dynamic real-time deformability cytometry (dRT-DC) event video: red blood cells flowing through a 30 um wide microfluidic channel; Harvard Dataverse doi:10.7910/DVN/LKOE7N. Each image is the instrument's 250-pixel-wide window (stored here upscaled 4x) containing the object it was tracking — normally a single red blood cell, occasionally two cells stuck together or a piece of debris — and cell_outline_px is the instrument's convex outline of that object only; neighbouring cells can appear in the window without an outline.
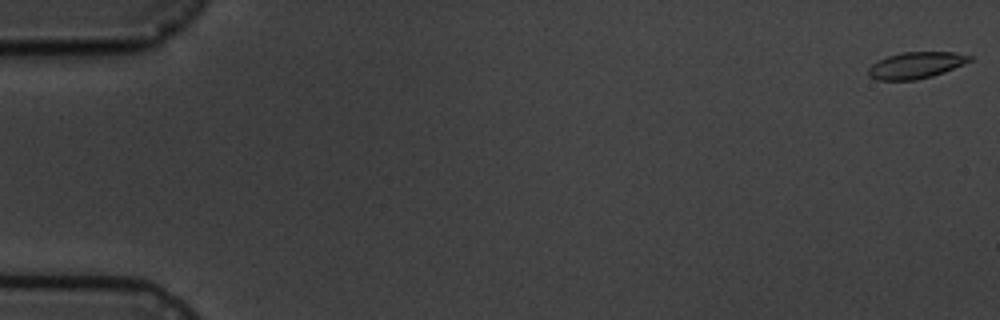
{"species": "common noctule bat (a hibernating species)", "species_latin": "Nyctalus noctula", "temperature_condition": "cold", "stored_images_in_passage": 7, "camera_frame_rate_fps": 3000, "um_per_image_px": 0.085, "animal": {"sex": "male", "body_mass_g": 19.5, "forearm_length_mm": 54.6}, "frame": {"image": 1, "passage_image": 1, "time_ms": 0.0, "image_size_px": [1000, 320], "cell_outline_px": [[972, 60], [964, 64], [944, 72], [932, 76], [916, 80], [876, 80], [868, 76], [868, 68], [872, 64], [888, 56], [900, 52], [956, 52], [972, 56]], "centroid_in_image_um": [77.85, 5.55], "position_along_channel_um": 7.1, "area_um2": 15.66}}
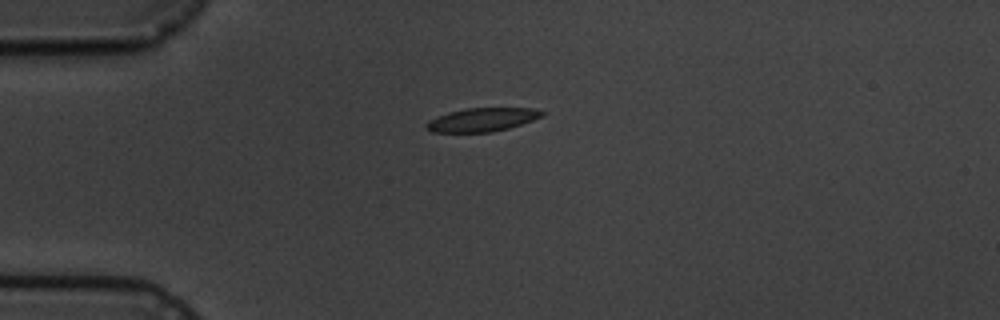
{"frame": {"image": 2, "passage_image": 5, "time_ms": 4.667, "image_size_px": [1000, 320], "cell_outline_px": [[544, 116], [508, 128], [492, 132], [432, 132], [424, 128], [428, 120], [436, 116], [448, 112], [468, 108], [532, 108], [544, 112]], "centroid_in_image_um": [40.93, 10.17], "position_along_channel_um": 44.1, "area_um2": 15.84}}
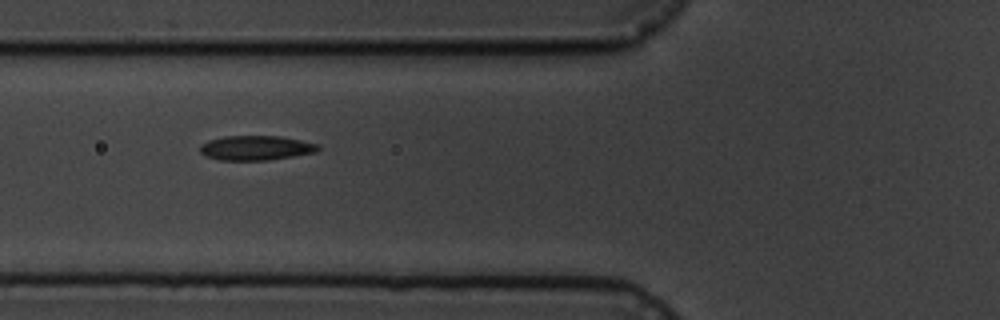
{"frame": {"image": 3, "passage_image": 7, "time_ms": 7.0, "image_size_px": [1000, 320], "cell_outline_px": [[320, 148], [316, 152], [268, 160], [220, 160], [208, 156], [200, 152], [200, 144], [208, 140], [224, 136], [280, 136], [320, 144]], "centroid_in_image_um": [21.76, 12.56], "position_along_channel_um": 104.0, "area_um2": 16.88}}